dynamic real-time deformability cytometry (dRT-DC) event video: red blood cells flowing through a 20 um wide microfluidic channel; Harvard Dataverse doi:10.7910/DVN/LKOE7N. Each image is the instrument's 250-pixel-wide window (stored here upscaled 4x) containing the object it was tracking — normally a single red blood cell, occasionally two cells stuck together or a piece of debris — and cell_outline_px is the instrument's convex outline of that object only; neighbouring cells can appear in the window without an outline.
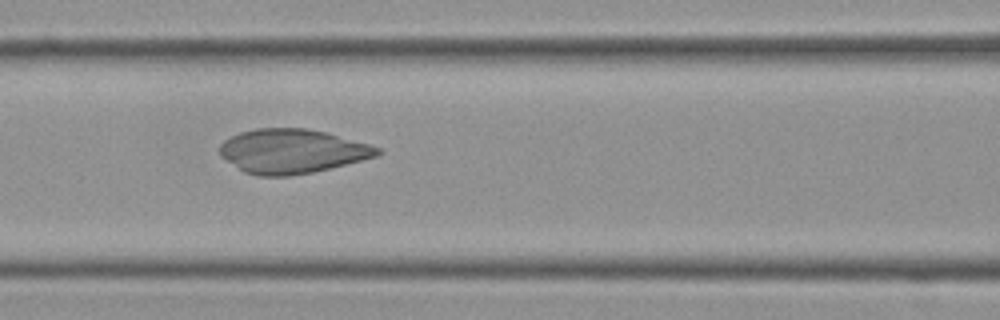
{"species": "Egyptian fruit bat (a non-hibernating species)", "species_latin": "Rousettus aegyptiacus", "temperature_condition": "cold", "stored_images_in_passage": 37, "camera_frame_rate_fps": 3000, "um_per_image_px": 0.085, "frame": {"image": 1, "passage_image": 12, "time_ms": 3.667, "image_size_px": [1000, 320], "cell_outline_px": [[384, 152], [376, 156], [312, 172], [288, 176], [256, 176], [244, 172], [220, 156], [220, 144], [224, 140], [240, 132], [256, 128], [308, 128], [328, 132], [368, 144], [380, 148]], "centroid_in_image_um": [24.8, 12.84], "position_along_channel_um": 141.8, "area_um2": 40.52}}
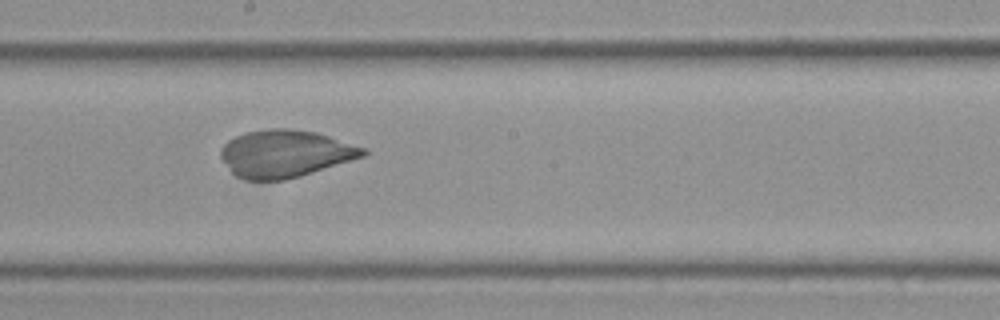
{"frame": {"image": 2, "passage_image": 19, "time_ms": 6.0, "image_size_px": [1000, 320], "cell_outline_px": [[368, 152], [364, 156], [300, 176], [284, 180], [244, 180], [236, 176], [232, 172], [220, 156], [220, 148], [228, 140], [244, 132], [268, 128], [288, 128], [316, 132], [364, 148]], "centroid_in_image_um": [24.19, 13.05], "position_along_channel_um": 224.0, "area_um2": 39.07}}
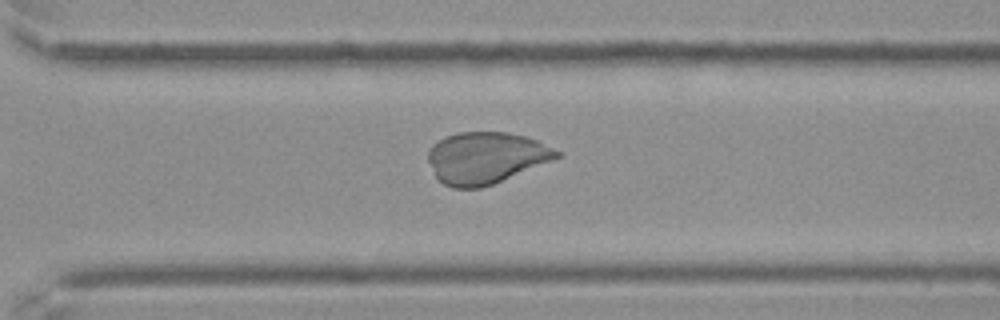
{"frame": {"image": 3, "passage_image": 28, "time_ms": 9.0, "image_size_px": [1000, 320], "cell_outline_px": [[560, 156], [552, 160], [492, 184], [480, 188], [452, 188], [444, 184], [436, 176], [428, 160], [428, 152], [432, 144], [444, 136], [456, 132], [508, 132], [524, 136], [536, 140], [560, 152]], "centroid_in_image_um": [41.25, 13.4], "position_along_channel_um": 329.3, "area_um2": 38.32}}